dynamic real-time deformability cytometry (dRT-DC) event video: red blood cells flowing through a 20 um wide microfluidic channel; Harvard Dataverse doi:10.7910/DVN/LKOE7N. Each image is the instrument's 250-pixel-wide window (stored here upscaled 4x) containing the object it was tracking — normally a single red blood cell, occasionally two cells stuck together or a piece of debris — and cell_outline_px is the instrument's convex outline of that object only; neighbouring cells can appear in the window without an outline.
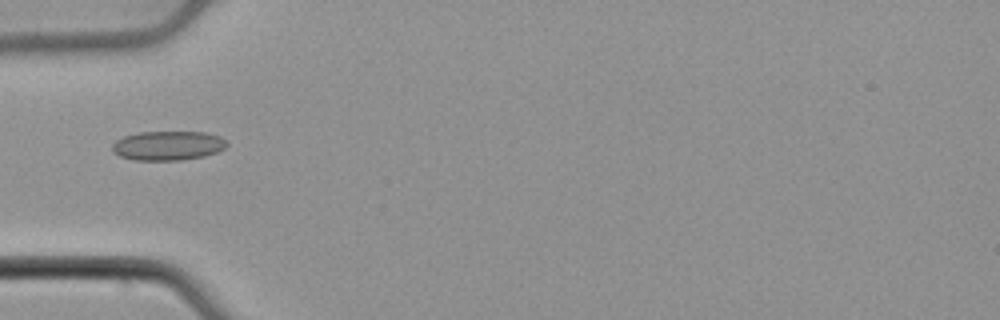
{"species": "common noctule bat (a hibernating species)", "species_latin": "Nyctalus noctula", "temperature_condition": "cold", "stored_images_in_passage": 36, "camera_frame_rate_fps": 3000, "um_per_image_px": 0.085, "animal": {"sex": "male", "body_mass_g": 21.5, "forearm_length_mm": 52.0}, "frame": {"image": 1, "passage_image": 1, "time_ms": 0.0, "image_size_px": [1000, 320], "cell_outline_px": [[228, 144], [224, 148], [216, 152], [204, 156], [184, 160], [132, 160], [120, 156], [112, 152], [112, 144], [116, 140], [124, 136], [140, 132], [204, 132], [220, 136]], "centroid_in_image_um": [14.25, 12.38], "position_along_channel_um": 70.8, "area_um2": 19.59}}
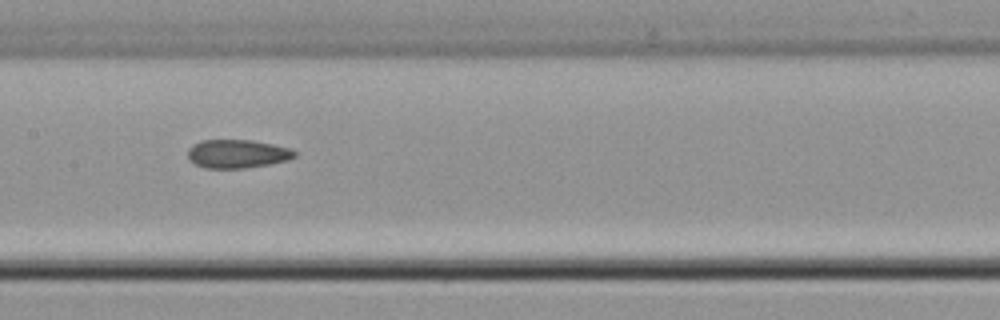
{"frame": {"image": 2, "passage_image": 10, "time_ms": 3.0, "image_size_px": [1000, 320], "cell_outline_px": [[296, 156], [288, 160], [268, 164], [244, 168], [204, 168], [188, 160], [188, 148], [192, 144], [200, 140], [252, 140], [272, 144], [288, 148], [296, 152]], "centroid_in_image_um": [20.12, 13.07], "position_along_channel_um": 187.3, "area_um2": 17.74}}
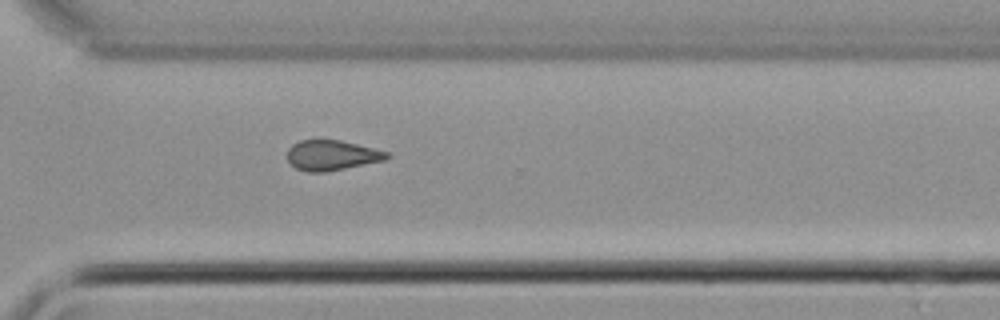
{"frame": {"image": 3, "passage_image": 22, "time_ms": 7.0, "image_size_px": [1000, 320], "cell_outline_px": [[392, 156], [384, 160], [324, 172], [308, 172], [296, 168], [288, 160], [288, 148], [292, 144], [300, 140], [340, 140], [388, 152]], "centroid_in_image_um": [28.19, 13.19], "position_along_channel_um": 342.4, "area_um2": 17.22}, "authors_computed_cell_mechanics": {"area_um2": 17.8024, "velocity_mm_per_s": 3.8885, "shape_relaxation_time_tau1_ms": null, "shape_relaxation_time_tau2_ms": 4.615, "deformation_change_tau1": null, "deformation_change_tau2": 0.0961}}